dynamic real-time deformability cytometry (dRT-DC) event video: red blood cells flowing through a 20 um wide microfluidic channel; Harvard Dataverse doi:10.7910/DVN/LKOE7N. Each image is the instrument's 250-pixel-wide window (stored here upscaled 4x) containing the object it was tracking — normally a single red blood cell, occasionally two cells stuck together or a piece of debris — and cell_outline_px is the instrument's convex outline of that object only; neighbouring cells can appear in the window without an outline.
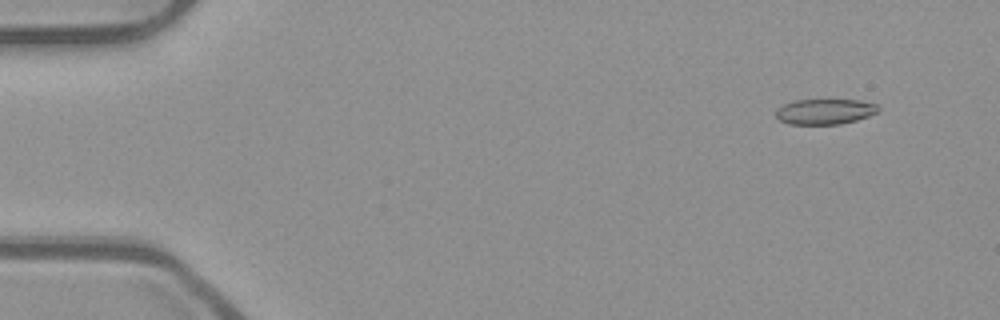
{"species": "common noctule bat (a hibernating species)", "species_latin": "Nyctalus noctula", "temperature_condition": "room temperature", "stored_images_in_passage": 51, "camera_frame_rate_fps": 3000, "um_per_image_px": 0.085, "animal": {"sex": "male", "body_mass_g": 23.1, "forearm_length_mm": 52.7}, "frame": {"image": 1, "passage_image": 3, "time_ms": 0.667, "image_size_px": [1000, 320], "cell_outline_px": [[880, 108], [876, 112], [868, 116], [856, 120], [840, 124], [792, 124], [780, 120], [776, 116], [776, 108], [784, 104], [796, 100], [860, 100], [876, 104]], "centroid_in_image_um": [70.11, 9.48], "position_along_channel_um": 14.9, "area_um2": 15.03}}
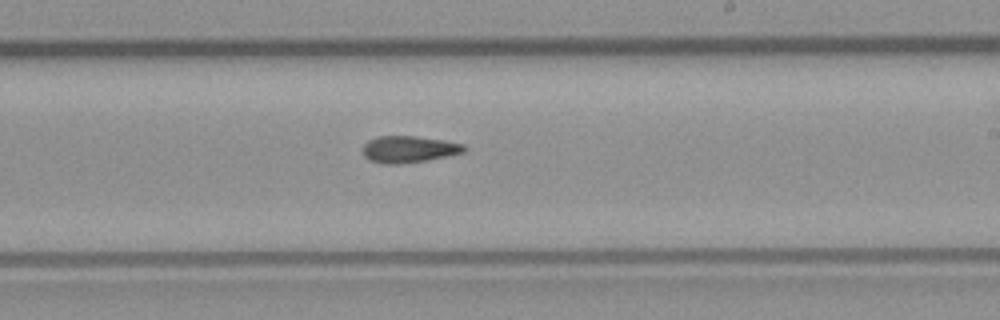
{"frame": {"image": 2, "passage_image": 30, "time_ms": 9.667, "image_size_px": [1000, 320], "cell_outline_px": [[468, 148], [464, 152], [428, 160], [400, 164], [380, 164], [368, 160], [364, 156], [364, 144], [368, 140], [380, 136], [416, 136], [444, 140], [464, 144]], "centroid_in_image_um": [34.75, 12.69], "position_along_channel_um": 254.2, "area_um2": 15.9}}
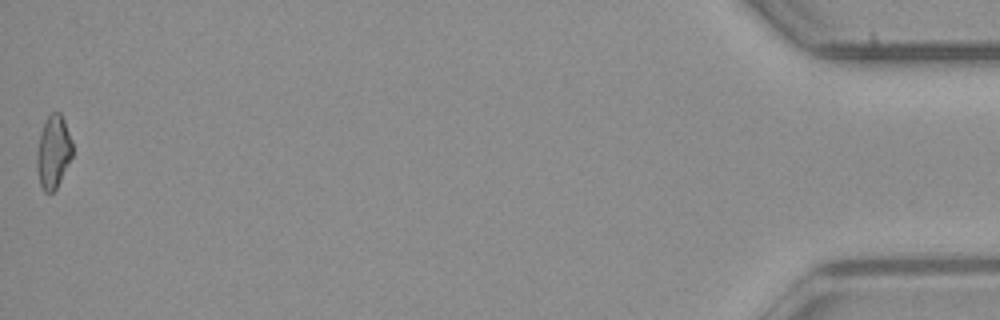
{"frame": {"image": 3, "passage_image": 51, "time_ms": 16.667, "image_size_px": [1000, 320], "cell_outline_px": [[72, 156], [56, 188], [52, 192], [44, 192], [40, 184], [36, 168], [36, 152], [40, 132], [48, 116], [52, 112], [60, 112], [64, 120], [72, 140]], "centroid_in_image_um": [4.51, 12.9], "position_along_channel_um": 430.7, "area_um2": 15.09}}